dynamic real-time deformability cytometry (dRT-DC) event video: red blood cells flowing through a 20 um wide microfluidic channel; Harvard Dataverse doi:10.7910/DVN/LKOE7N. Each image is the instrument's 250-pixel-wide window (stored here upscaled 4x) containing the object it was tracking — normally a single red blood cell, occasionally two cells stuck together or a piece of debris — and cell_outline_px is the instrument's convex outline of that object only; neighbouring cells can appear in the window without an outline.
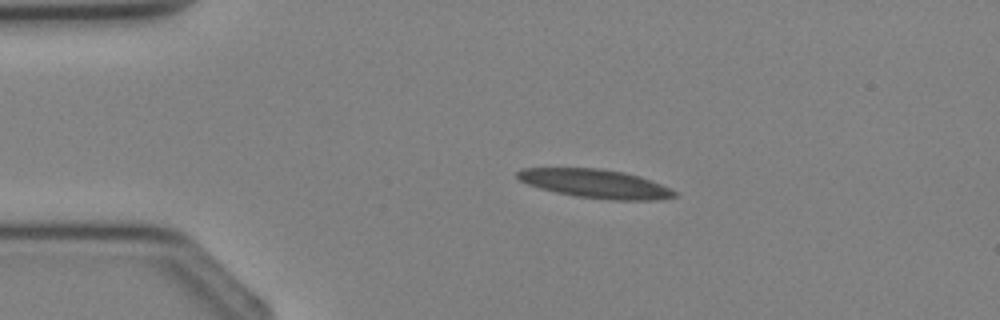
{"species": "Egyptian fruit bat (a non-hibernating species)", "species_latin": "Rousettus aegyptiacus", "temperature_condition": "cold", "stored_images_in_passage": 3, "camera_frame_rate_fps": 3000, "um_per_image_px": 0.085, "animal": {"sex": "female"}, "frame": {"image": 1, "passage_image": 2, "time_ms": 1.0, "image_size_px": [1000, 320], "cell_outline_px": [[676, 196], [656, 200], [612, 200], [576, 196], [556, 192], [540, 188], [528, 184], [520, 180], [516, 176], [516, 172], [520, 168], [600, 168], [624, 172], [640, 176], [672, 188], [676, 192]], "centroid_in_image_um": [50.62, 15.6], "position_along_channel_um": 34.4, "area_um2": 26.3}}
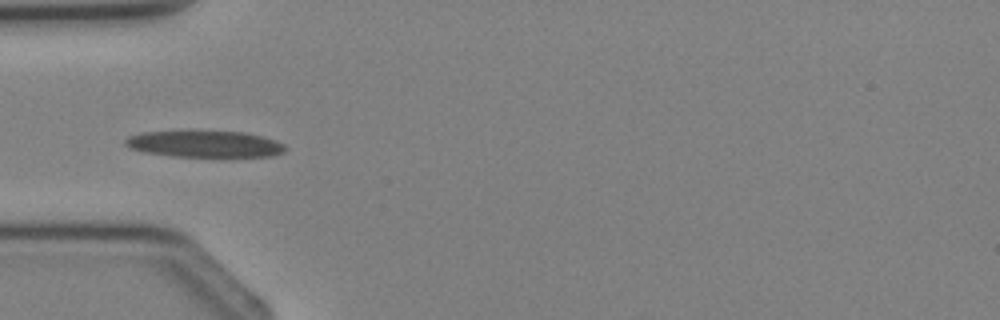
{"frame": {"image": 2, "passage_image": 3, "time_ms": 2.333, "image_size_px": [1000, 320], "cell_outline_px": [[288, 148], [284, 152], [272, 156], [172, 156], [144, 152], [132, 148], [124, 144], [124, 140], [128, 136], [140, 132], [248, 132], [276, 140], [284, 144]], "centroid_in_image_um": [17.43, 12.24], "position_along_channel_um": 67.6, "area_um2": 24.45}}